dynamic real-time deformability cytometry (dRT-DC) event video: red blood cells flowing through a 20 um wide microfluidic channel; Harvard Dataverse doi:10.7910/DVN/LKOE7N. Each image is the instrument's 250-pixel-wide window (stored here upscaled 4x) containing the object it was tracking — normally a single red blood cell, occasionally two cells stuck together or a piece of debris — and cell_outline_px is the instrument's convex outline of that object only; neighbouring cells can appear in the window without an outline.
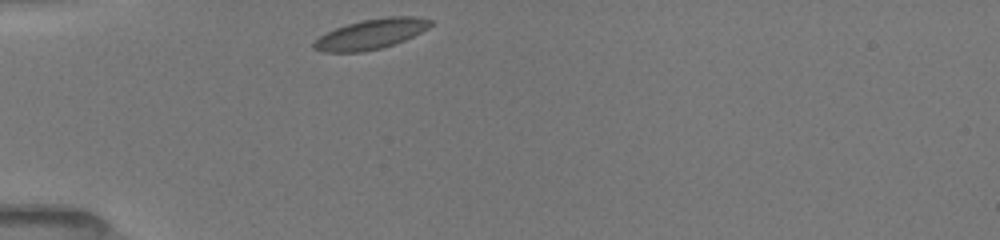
{"species": "common noctule bat (a hibernating species)", "species_latin": "Nyctalus noctula", "temperature_condition": "room temperature", "stored_images_in_passage": 4, "camera_frame_rate_fps": 3000, "um_per_image_px": 0.085, "animal": {"sex": "female", "body_mass_g": 19.5, "forearm_length_mm": 54.1}, "frame": {"image": 1, "passage_image": 1, "time_ms": 0.0, "image_size_px": [1000, 240], "cell_outline_px": [[432, 24], [428, 28], [404, 40], [380, 48], [360, 52], [324, 52], [312, 48], [312, 44], [320, 36], [336, 28], [348, 24], [364, 20], [384, 16], [412, 16], [432, 20]], "centroid_in_image_um": [31.52, 2.89], "position_along_channel_um": 53.5, "area_um2": 20.11}}